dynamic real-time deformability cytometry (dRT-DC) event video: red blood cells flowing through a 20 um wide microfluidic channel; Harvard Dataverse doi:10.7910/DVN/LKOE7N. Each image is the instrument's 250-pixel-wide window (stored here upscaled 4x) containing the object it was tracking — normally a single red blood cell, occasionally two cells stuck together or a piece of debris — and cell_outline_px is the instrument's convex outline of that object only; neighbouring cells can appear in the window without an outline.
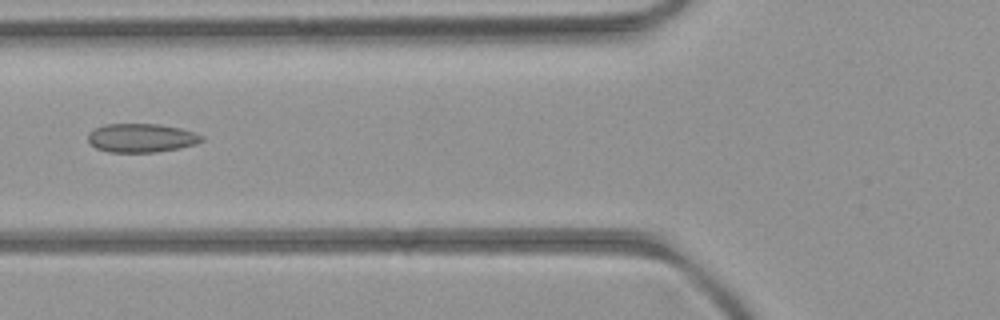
{"species": "common noctule bat (a hibernating species)", "species_latin": "Nyctalus noctula", "temperature_condition": "room temperature", "stored_images_in_passage": 6, "camera_frame_rate_fps": 3000, "um_per_image_px": 0.085, "animal": {"sex": "female", "body_mass_g": 21.9}, "frame": {"image": 1, "passage_image": 6, "time_ms": 5.667, "image_size_px": [1000, 320], "cell_outline_px": [[204, 140], [196, 144], [180, 148], [156, 152], [108, 152], [96, 148], [88, 140], [88, 132], [104, 124], [160, 124], [180, 128], [196, 132], [204, 136]], "centroid_in_image_um": [12.05, 11.72], "position_along_channel_um": 113.8, "area_um2": 19.19}}